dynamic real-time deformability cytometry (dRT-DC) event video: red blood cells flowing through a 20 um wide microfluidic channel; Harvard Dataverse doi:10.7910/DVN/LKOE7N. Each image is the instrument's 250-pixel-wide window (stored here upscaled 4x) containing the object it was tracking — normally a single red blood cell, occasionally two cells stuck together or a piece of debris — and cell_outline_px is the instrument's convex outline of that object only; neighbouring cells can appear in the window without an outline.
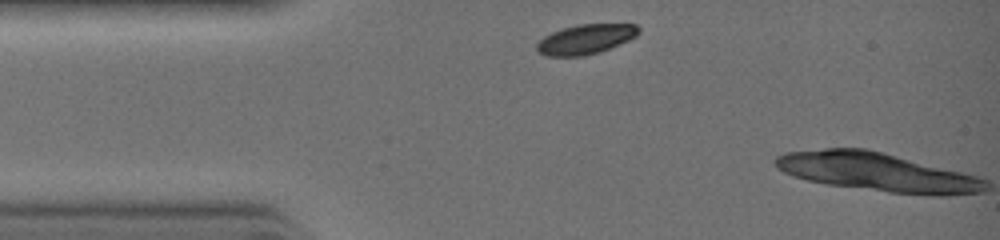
{"species": "common noctule bat (a hibernating species)", "species_latin": "Nyctalus noctula", "temperature_condition": "warm", "stored_images_in_passage": 2, "camera_frame_rate_fps": 3000, "um_per_image_px": 0.085, "animal": {"sex": "female", "body_mass_g": 19.0, "forearm_length_mm": 51.5}, "frame": {"image": 1, "passage_image": 1, "time_ms": 0.0, "image_size_px": [1000, 240], "cell_outline_px": [[640, 32], [636, 36], [628, 40], [600, 52], [584, 56], [548, 56], [536, 52], [536, 44], [544, 36], [552, 32], [576, 24], [636, 24], [640, 28]], "centroid_in_image_um": [49.76, 3.33], "position_along_channel_um": 35.2, "area_um2": 17.69}}